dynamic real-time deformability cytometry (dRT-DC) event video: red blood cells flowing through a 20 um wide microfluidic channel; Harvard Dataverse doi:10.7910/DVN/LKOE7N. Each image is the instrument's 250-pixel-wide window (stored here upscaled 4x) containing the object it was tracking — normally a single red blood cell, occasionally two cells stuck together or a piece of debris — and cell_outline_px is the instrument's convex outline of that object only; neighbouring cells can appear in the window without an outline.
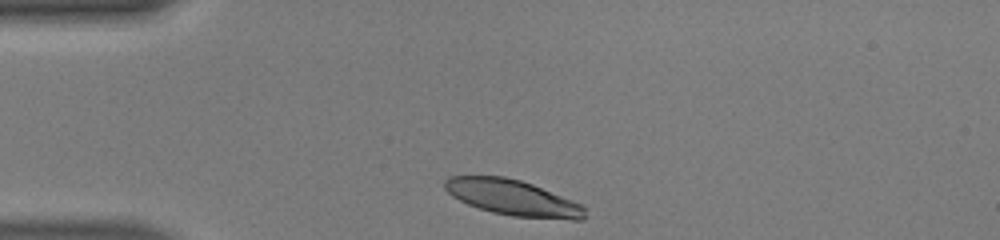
{"species": "human", "species_latin": "Homo sapiens", "temperature_condition": "warm", "stored_images_in_passage": 30, "camera_frame_rate_fps": 3000, "um_per_image_px": 0.085, "donor": {"sex": "male"}, "frame": {"image": 1, "passage_image": 1, "time_ms": 0.0, "image_size_px": [1000, 240], "cell_outline_px": [[584, 220], [572, 220], [512, 216], [492, 212], [468, 204], [452, 196], [444, 188], [444, 180], [448, 176], [504, 176], [520, 180], [532, 184], [572, 200], [580, 204], [584, 208]], "centroid_in_image_um": [43.56, 16.8], "position_along_channel_um": 41.4, "area_um2": 28.96}}
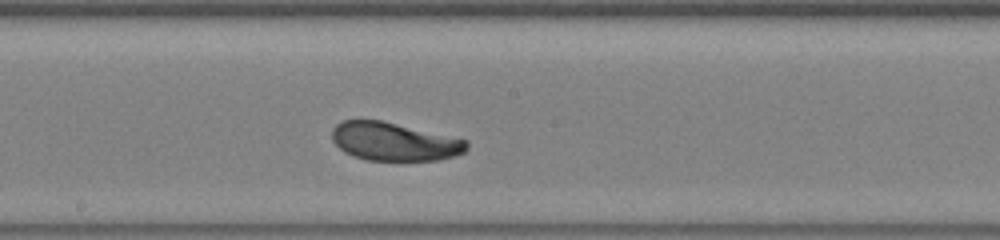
{"frame": {"image": 2, "passage_image": 16, "time_ms": 5.0, "image_size_px": [1000, 240], "cell_outline_px": [[468, 148], [464, 152], [452, 156], [436, 160], [364, 160], [344, 152], [332, 140], [332, 128], [340, 120], [380, 120], [468, 140]], "centroid_in_image_um": [33.47, 12.03], "position_along_channel_um": 214.7, "area_um2": 29.88}}
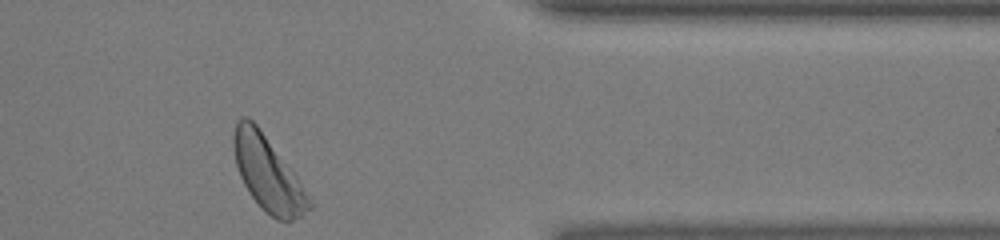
{"frame": {"image": 3, "passage_image": 30, "time_ms": 9.667, "image_size_px": [1000, 240], "cell_outline_px": [[312, 208], [288, 224], [276, 220], [248, 192], [240, 176], [236, 164], [232, 144], [232, 136], [236, 120], [240, 116], [248, 116], [256, 124], [296, 176], [312, 204]], "centroid_in_image_um": [22.73, 14.74], "position_along_channel_um": 388.7, "area_um2": 32.31}, "authors_computed_cell_mechanics": {"area_um2": 30.923, "velocity_mm_per_s": 4.1116, "shape_relaxation_time_tau1_ms": 2.1245, "shape_relaxation_time_tau2_ms": 5.7183, "deformation_change_tau1": 0.1245, "deformation_change_tau2": 0.1464}}